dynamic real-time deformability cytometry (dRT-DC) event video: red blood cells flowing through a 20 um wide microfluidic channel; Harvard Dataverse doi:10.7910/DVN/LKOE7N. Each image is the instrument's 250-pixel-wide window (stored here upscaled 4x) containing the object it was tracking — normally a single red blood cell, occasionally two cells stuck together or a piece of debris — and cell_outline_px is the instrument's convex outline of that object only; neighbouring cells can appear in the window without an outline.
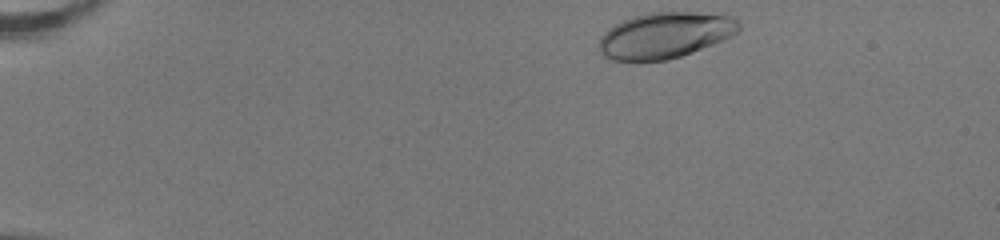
{"species": "human", "species_latin": "Homo sapiens", "temperature_condition": "room temperature", "stored_images_in_passage": 44, "camera_frame_rate_fps": 3000, "um_per_image_px": 0.085, "donor": {"sex": "female"}, "frame": {"image": 1, "passage_image": 1, "time_ms": 0.0, "image_size_px": [1000, 240], "cell_outline_px": [[740, 28], [736, 32], [712, 44], [692, 52], [668, 60], [612, 60], [604, 56], [600, 52], [600, 36], [608, 28], [632, 16], [648, 12], [724, 12], [732, 16], [740, 24]], "centroid_in_image_um": [56.54, 2.96], "position_along_channel_um": 28.5, "area_um2": 37.45}}
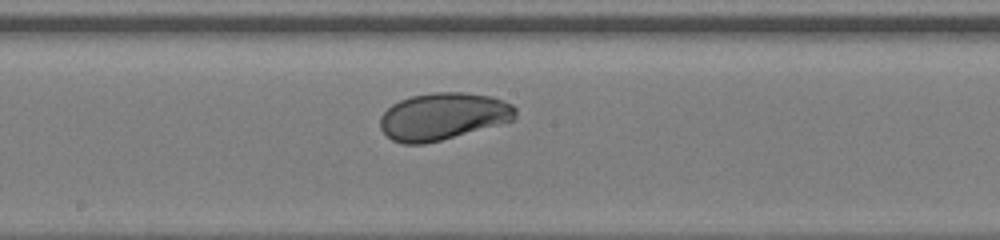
{"frame": {"image": 2, "passage_image": 22, "time_ms": 7.0, "image_size_px": [1000, 240], "cell_outline_px": [[516, 116], [512, 120], [500, 124], [440, 140], [424, 144], [404, 144], [392, 140], [380, 128], [380, 116], [392, 104], [400, 100], [412, 96], [432, 92], [464, 92], [492, 96], [512, 104], [516, 108]], "centroid_in_image_um": [37.65, 9.88], "position_along_channel_um": 210.6, "area_um2": 37.05}}
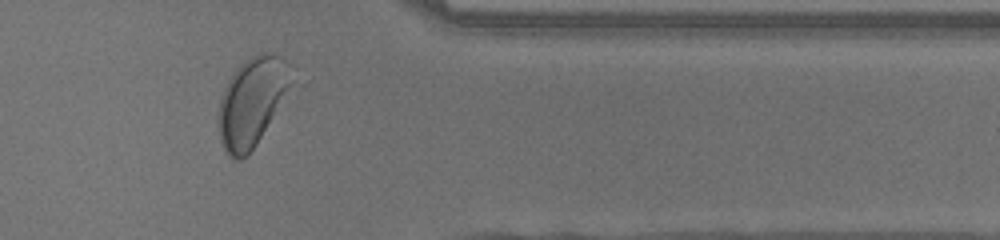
{"frame": {"image": 3, "passage_image": 36, "time_ms": 11.667, "image_size_px": [1000, 240], "cell_outline_px": [[288, 84], [256, 144], [240, 160], [236, 160], [228, 156], [220, 140], [216, 124], [216, 112], [220, 96], [232, 72], [248, 56], [260, 52], [272, 52], [280, 56], [284, 60]], "centroid_in_image_um": [21.23, 8.66], "position_along_channel_um": 390.2, "area_um2": 36.3}, "authors_computed_cell_mechanics": {"area_um2": 37.4255, "velocity_mm_per_s": 4.0018, "shape_relaxation_time_tau1_ms": 2.5584, "shape_relaxation_time_tau2_ms": null, "deformation_change_tau1": 0.1237, "deformation_change_tau2": null}}